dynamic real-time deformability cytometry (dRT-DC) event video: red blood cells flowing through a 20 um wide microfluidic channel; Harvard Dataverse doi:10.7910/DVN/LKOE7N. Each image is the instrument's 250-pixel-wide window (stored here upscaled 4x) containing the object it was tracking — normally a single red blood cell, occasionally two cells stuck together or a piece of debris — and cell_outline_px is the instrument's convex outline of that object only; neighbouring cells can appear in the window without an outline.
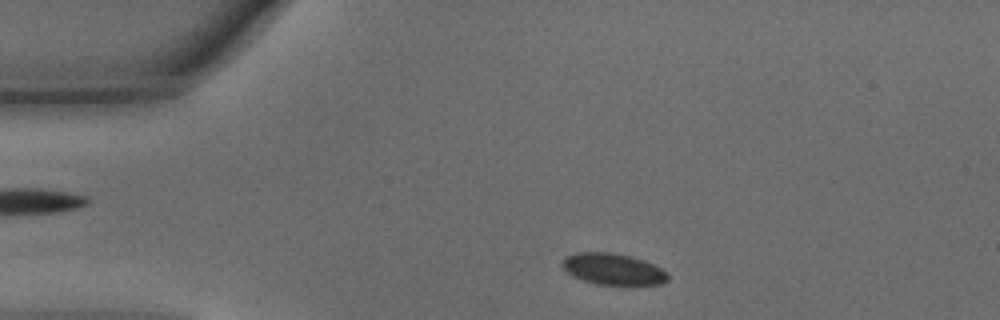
{"species": "common noctule bat (a hibernating species)", "species_latin": "Nyctalus noctula", "temperature_condition": "warm", "stored_images_in_passage": 32, "camera_frame_rate_fps": 3000, "um_per_image_px": 0.085, "animal": {"sex": "male", "body_mass_g": 15.6}, "frame": {"image": 1, "passage_image": 3, "time_ms": 0.667, "image_size_px": [1000, 320], "cell_outline_px": [[668, 280], [660, 284], [596, 284], [584, 280], [568, 272], [560, 264], [568, 256], [576, 252], [612, 252], [644, 260], [668, 272]], "centroid_in_image_um": [52.13, 22.86], "position_along_channel_um": 32.9, "area_um2": 18.9}}
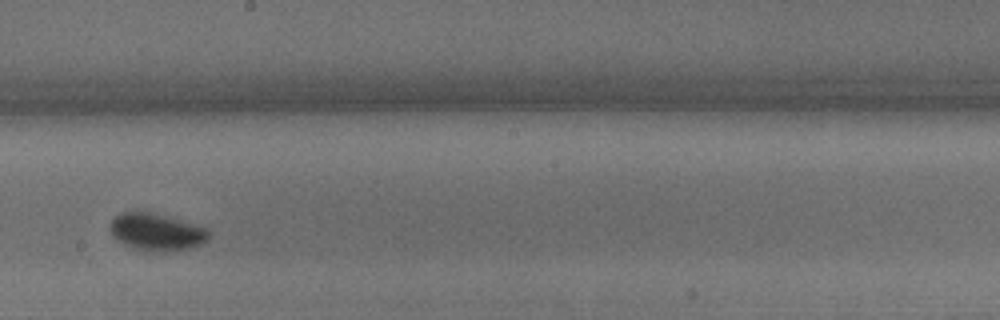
{"frame": {"image": 2, "passage_image": 20, "time_ms": 6.333, "image_size_px": [1000, 320], "cell_outline_px": [[212, 232], [208, 240], [200, 244], [188, 248], [168, 252], [136, 248], [124, 244], [116, 240], [112, 236], [108, 228], [108, 224], [120, 212], [148, 212], [164, 216], [208, 228]], "centroid_in_image_um": [13.29, 19.72], "position_along_channel_um": 234.9, "area_um2": 21.21}}
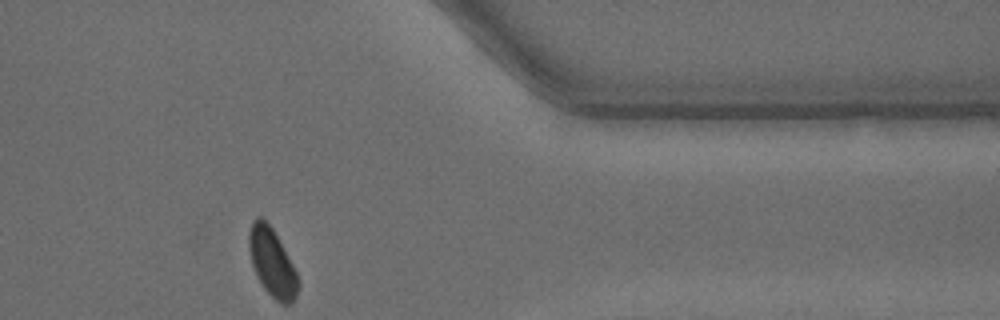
{"frame": {"image": 3, "passage_image": 32, "time_ms": 10.333, "image_size_px": [1000, 320], "cell_outline_px": [[300, 284], [296, 296], [288, 304], [280, 304], [264, 288], [252, 264], [248, 248], [248, 232], [252, 220], [260, 216], [272, 228], [288, 256], [296, 272]], "centroid_in_image_um": [23.12, 22.3], "position_along_channel_um": 388.3, "area_um2": 19.19}}